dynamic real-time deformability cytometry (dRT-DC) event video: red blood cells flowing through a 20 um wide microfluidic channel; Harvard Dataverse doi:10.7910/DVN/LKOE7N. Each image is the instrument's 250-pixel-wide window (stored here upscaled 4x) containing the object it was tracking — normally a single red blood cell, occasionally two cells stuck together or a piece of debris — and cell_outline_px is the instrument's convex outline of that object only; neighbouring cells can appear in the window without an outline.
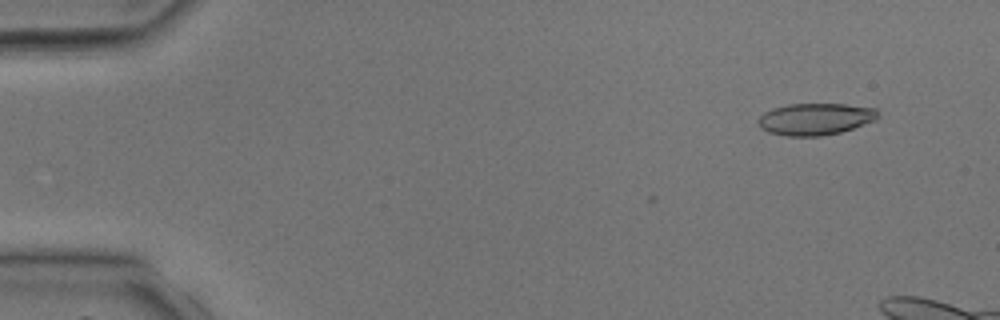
{"species": "common noctule bat (a hibernating species)", "species_latin": "Nyctalus noctula", "temperature_condition": "room temperature", "stored_images_in_passage": 5, "camera_frame_rate_fps": 3000, "um_per_image_px": 0.085, "animal": {"sex": "male", "body_mass_g": 17.9, "forearm_length_mm": 54.2}, "frame": {"image": 1, "passage_image": 2, "time_ms": 1.0, "image_size_px": [1000, 320], "cell_outline_px": [[880, 112], [876, 120], [840, 132], [820, 136], [784, 136], [768, 132], [760, 128], [756, 120], [764, 112], [772, 108], [788, 104], [844, 104], [876, 108]], "centroid_in_image_um": [69.27, 10.12], "position_along_channel_um": 15.7, "area_um2": 22.37}}